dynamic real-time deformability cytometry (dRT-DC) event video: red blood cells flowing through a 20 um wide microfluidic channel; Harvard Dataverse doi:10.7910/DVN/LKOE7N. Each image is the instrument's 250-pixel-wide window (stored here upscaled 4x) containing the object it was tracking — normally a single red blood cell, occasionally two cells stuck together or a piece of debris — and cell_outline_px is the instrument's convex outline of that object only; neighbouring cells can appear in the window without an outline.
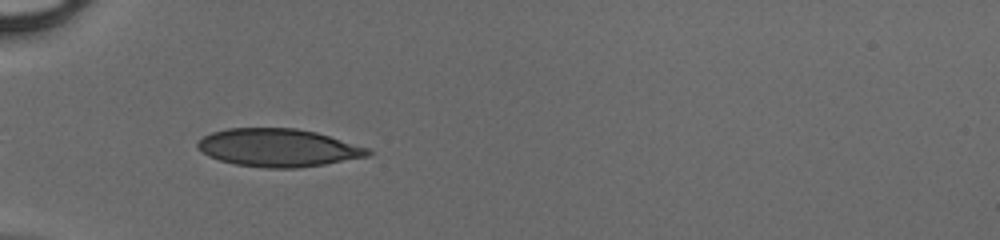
{"species": "human", "species_latin": "Homo sapiens", "temperature_condition": "cold", "stored_images_in_passage": 37, "camera_frame_rate_fps": 3000, "um_per_image_px": 0.085, "donor": {"sex": "male"}, "frame": {"image": 1, "passage_image": 5, "time_ms": 1.333, "image_size_px": [1000, 240], "cell_outline_px": [[372, 152], [368, 156], [324, 164], [296, 168], [264, 168], [236, 164], [220, 160], [208, 156], [196, 144], [204, 136], [212, 132], [228, 128], [296, 128], [316, 132], [368, 148]], "centroid_in_image_um": [23.64, 12.55], "position_along_channel_um": 61.4, "area_um2": 37.28}}
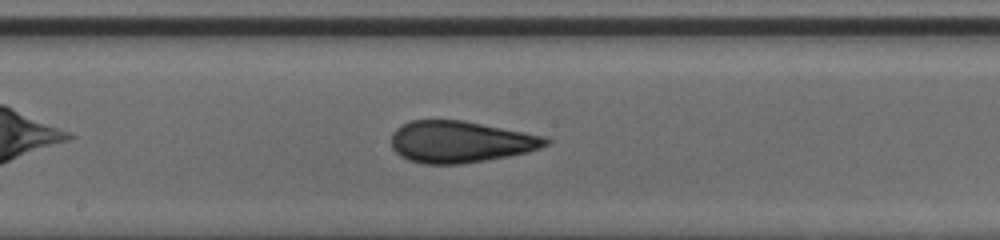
{"frame": {"image": 2, "passage_image": 16, "time_ms": 5.0, "image_size_px": [1000, 240], "cell_outline_px": [[552, 140], [548, 144], [540, 148], [528, 152], [508, 156], [460, 164], [424, 164], [408, 160], [400, 156], [392, 148], [392, 132], [400, 124], [408, 120], [464, 120], [544, 136]], "centroid_in_image_um": [39.1, 12.05], "position_along_channel_um": 209.1, "area_um2": 37.63}}
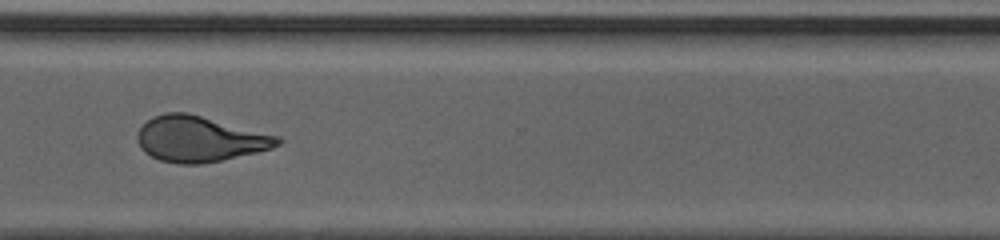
{"frame": {"image": 3, "passage_image": 26, "time_ms": 8.333, "image_size_px": [1000, 240], "cell_outline_px": [[284, 140], [280, 144], [272, 148], [256, 152], [220, 160], [200, 164], [180, 164], [160, 160], [144, 152], [140, 148], [136, 140], [136, 132], [152, 116], [164, 112], [188, 112], [280, 136]], "centroid_in_image_um": [16.95, 11.8], "position_along_channel_um": 353.6, "area_um2": 37.45}}